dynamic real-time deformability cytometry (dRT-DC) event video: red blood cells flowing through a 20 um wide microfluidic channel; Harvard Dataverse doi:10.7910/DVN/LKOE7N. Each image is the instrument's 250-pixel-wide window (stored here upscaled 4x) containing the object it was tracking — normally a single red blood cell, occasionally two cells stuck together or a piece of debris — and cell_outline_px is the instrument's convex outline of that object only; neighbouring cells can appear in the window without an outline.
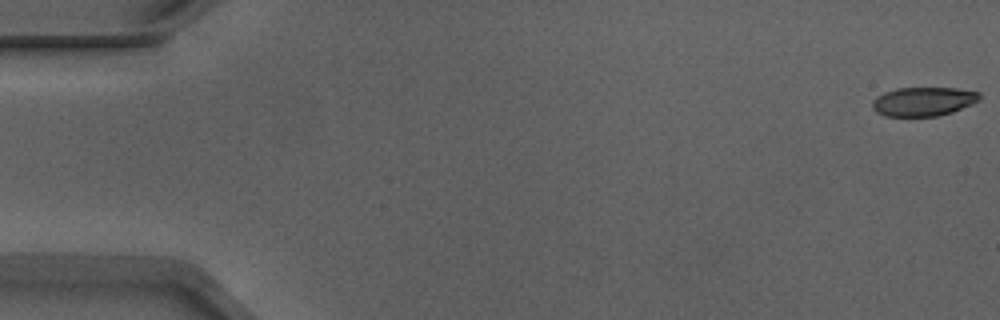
{"species": "Egyptian fruit bat (a non-hibernating species)", "species_latin": "Rousettus aegyptiacus", "temperature_condition": "warm", "stored_images_in_passage": 20, "camera_frame_rate_fps": 3000, "um_per_image_px": 0.085, "animal": {"sex": "male"}, "frame": {"image": 1, "passage_image": 1, "time_ms": 0.0, "image_size_px": [1000, 320], "cell_outline_px": [[980, 100], [972, 104], [952, 112], [940, 116], [884, 116], [876, 112], [872, 108], [872, 100], [876, 96], [884, 92], [896, 88], [956, 88], [980, 92]], "centroid_in_image_um": [78.47, 8.63], "position_along_channel_um": 6.5, "area_um2": 18.26}}
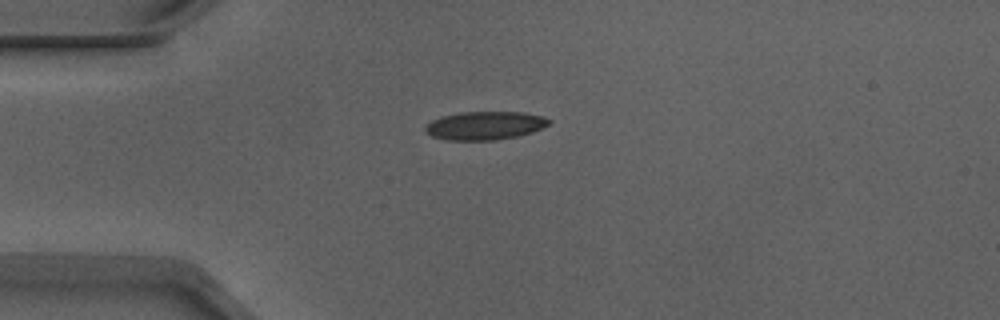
{"frame": {"image": 2, "passage_image": 14, "time_ms": 4.333, "image_size_px": [1000, 320], "cell_outline_px": [[552, 120], [548, 124], [532, 132], [516, 136], [496, 140], [444, 140], [432, 136], [424, 132], [424, 128], [432, 120], [440, 116], [460, 112], [520, 112], [544, 116]], "centroid_in_image_um": [41.18, 10.67], "position_along_channel_um": 43.8, "area_um2": 20.46}}